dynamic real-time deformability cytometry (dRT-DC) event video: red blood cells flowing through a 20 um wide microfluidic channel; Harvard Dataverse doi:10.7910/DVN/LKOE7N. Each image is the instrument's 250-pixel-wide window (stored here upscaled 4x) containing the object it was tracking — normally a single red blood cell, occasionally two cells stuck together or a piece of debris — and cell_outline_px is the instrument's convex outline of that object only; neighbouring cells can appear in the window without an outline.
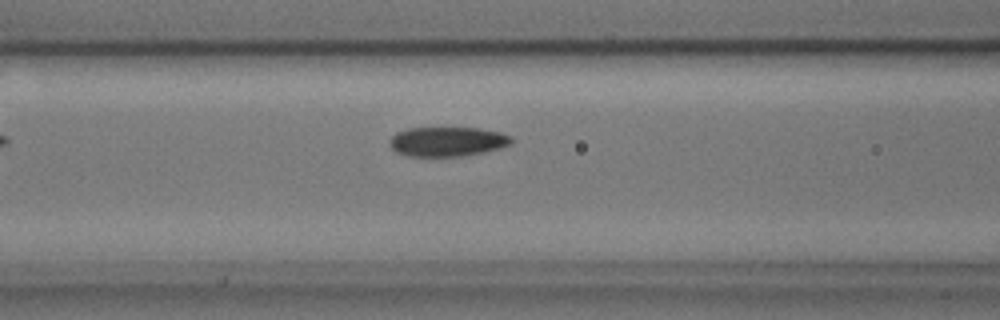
{"species": "common noctule bat (a hibernating species)", "species_latin": "Nyctalus noctula", "temperature_condition": "cold", "stored_images_in_passage": 39, "camera_frame_rate_fps": 3000, "um_per_image_px": 0.085, "animal": {"sex": "male", "body_mass_g": 17.9, "forearm_length_mm": 54.2}, "frame": {"image": 1, "passage_image": 6, "time_ms": 1.667, "image_size_px": [1000, 320], "cell_outline_px": [[512, 144], [500, 148], [484, 152], [460, 156], [408, 156], [396, 152], [392, 148], [392, 136], [396, 132], [408, 128], [480, 128], [500, 132], [512, 136]], "centroid_in_image_um": [38.07, 12.03], "position_along_channel_um": 128.5, "area_um2": 20.87}}
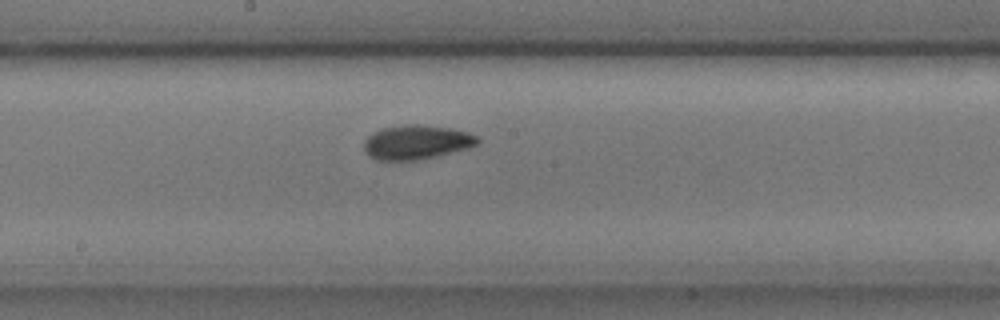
{"frame": {"image": 2, "passage_image": 13, "time_ms": 4.0, "image_size_px": [1000, 320], "cell_outline_px": [[480, 140], [476, 144], [468, 148], [436, 156], [416, 160], [376, 160], [368, 156], [364, 152], [364, 140], [372, 132], [380, 128], [408, 124], [420, 124], [452, 128], [468, 132], [480, 136]], "centroid_in_image_um": [35.39, 12.07], "position_along_channel_um": 212.8, "area_um2": 22.95}}
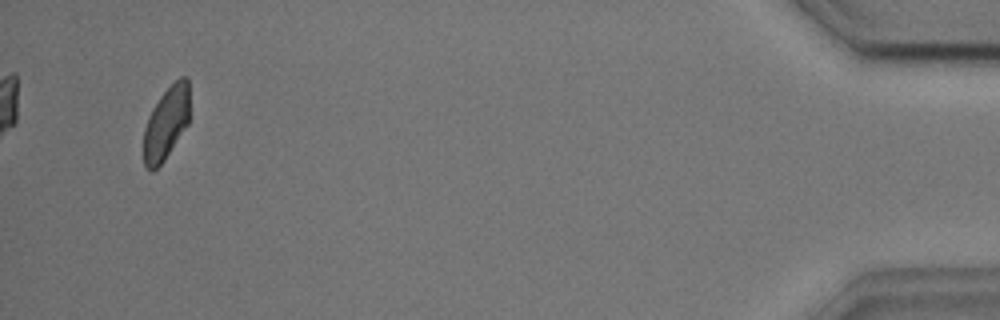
{"frame": {"image": 3, "passage_image": 37, "time_ms": 12.0, "image_size_px": [1000, 320], "cell_outline_px": [[188, 124], [164, 160], [152, 172], [144, 164], [144, 128], [148, 116], [152, 108], [160, 96], [180, 76], [188, 76]], "centroid_in_image_um": [14.11, 10.45], "position_along_channel_um": 421.1, "area_um2": 19.25}, "authors_computed_cell_mechanics": {"area_um2": 21.2704, "velocity_mm_per_s": 3.6033, "shape_relaxation_time_tau1_ms": 3.7748, "shape_relaxation_time_tau2_ms": 2.548, "deformation_change_tau1": 0.1094, "deformation_change_tau2": 0.0701}}